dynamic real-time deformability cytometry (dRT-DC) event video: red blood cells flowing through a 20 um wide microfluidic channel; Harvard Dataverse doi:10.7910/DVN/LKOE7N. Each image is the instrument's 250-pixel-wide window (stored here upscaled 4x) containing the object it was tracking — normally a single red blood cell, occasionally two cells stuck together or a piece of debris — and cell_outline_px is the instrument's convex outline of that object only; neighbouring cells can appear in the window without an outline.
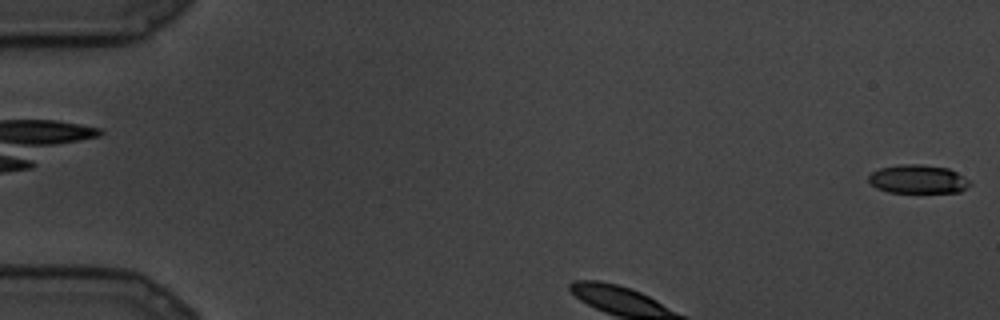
{"species": "common noctule bat (a hibernating species)", "species_latin": "Nyctalus noctula", "temperature_condition": "cold", "stored_images_in_passage": 79, "camera_frame_rate_fps": 3000, "um_per_image_px": 0.085, "animal": {"sex": "male", "body_mass_g": 19.5, "forearm_length_mm": 54.6}, "frame": {"image": 1, "passage_image": 1, "time_ms": 0.0, "image_size_px": [1000, 320], "cell_outline_px": [[972, 184], [960, 192], [888, 192], [876, 188], [868, 180], [868, 176], [872, 172], [880, 168], [900, 164], [920, 164], [948, 168], [964, 176]], "centroid_in_image_um": [78.03, 15.23], "position_along_channel_um": 7.0, "area_um2": 16.88}}
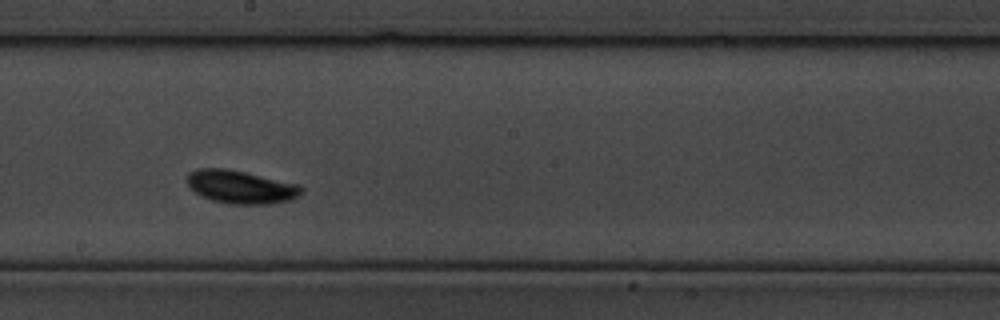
{"frame": {"image": 2, "passage_image": 37, "time_ms": 12.0, "image_size_px": [1000, 320], "cell_outline_px": [[304, 188], [296, 196], [288, 200], [268, 204], [232, 204], [212, 200], [200, 196], [188, 184], [188, 172], [196, 168], [228, 168], [300, 184]], "centroid_in_image_um": [20.45, 15.87], "position_along_channel_um": 227.7, "area_um2": 22.02}}
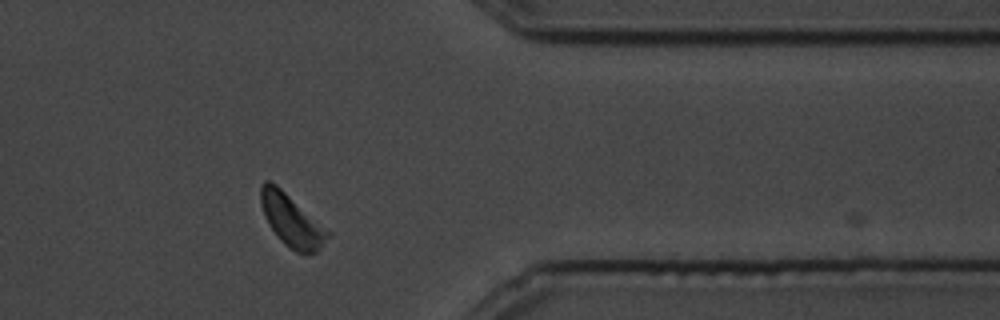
{"frame": {"image": 3, "passage_image": 61, "time_ms": 20.0, "image_size_px": [1000, 320], "cell_outline_px": [[332, 232], [320, 248], [316, 252], [296, 252], [288, 248], [280, 240], [268, 224], [264, 216], [260, 204], [260, 184], [264, 180], [268, 180], [276, 184]], "centroid_in_image_um": [24.76, 18.71], "position_along_channel_um": 386.6, "area_um2": 20.4}}